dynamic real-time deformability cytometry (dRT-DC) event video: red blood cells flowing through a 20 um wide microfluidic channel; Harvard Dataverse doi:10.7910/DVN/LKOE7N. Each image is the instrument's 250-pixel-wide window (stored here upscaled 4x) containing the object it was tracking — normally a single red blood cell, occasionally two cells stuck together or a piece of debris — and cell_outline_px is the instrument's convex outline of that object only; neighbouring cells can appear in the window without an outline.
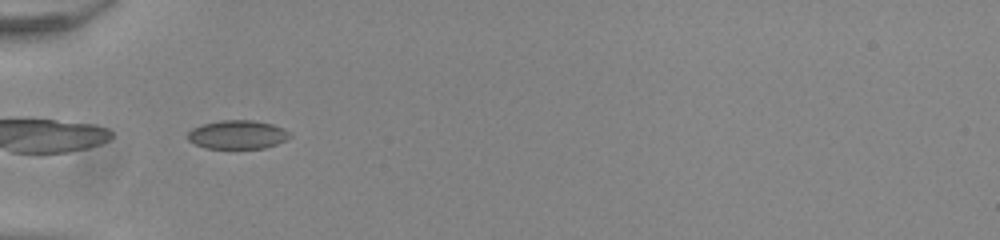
{"species": "common noctule bat (a hibernating species)", "species_latin": "Nyctalus noctula", "temperature_condition": "room temperature", "stored_images_in_passage": 36, "camera_frame_rate_fps": 3000, "um_per_image_px": 0.085, "animal": {"sex": "male", "body_mass_g": 20.0, "forearm_length_mm": 53.3}, "frame": {"image": 1, "passage_image": 1, "time_ms": 0.0, "image_size_px": [1000, 240], "cell_outline_px": [[292, 136], [276, 144], [264, 148], [204, 148], [188, 140], [188, 132], [192, 128], [204, 124], [220, 120], [252, 120], [272, 124], [284, 128]], "centroid_in_image_um": [20.18, 11.44], "position_along_channel_um": 64.8, "area_um2": 16.94}}
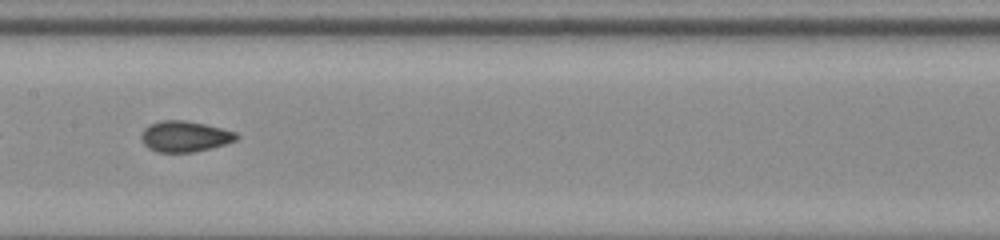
{"frame": {"image": 2, "passage_image": 11, "time_ms": 3.333, "image_size_px": [1000, 240], "cell_outline_px": [[240, 136], [236, 140], [224, 144], [192, 152], [156, 152], [148, 148], [144, 144], [140, 136], [144, 128], [160, 120], [184, 120], [204, 124], [236, 132]], "centroid_in_image_um": [15.68, 11.59], "position_along_channel_um": 191.7, "area_um2": 16.94}}
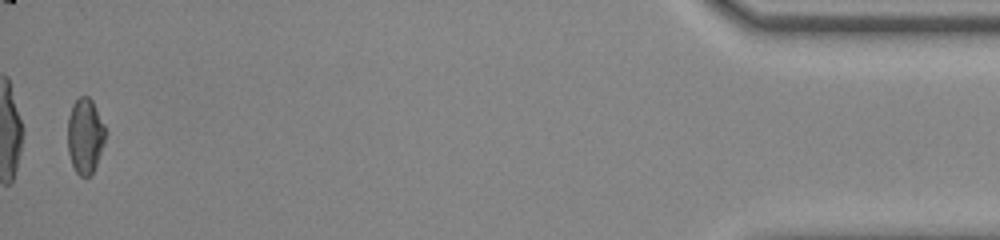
{"frame": {"image": 3, "passage_image": 35, "time_ms": 11.333, "image_size_px": [1000, 240], "cell_outline_px": [[104, 144], [92, 176], [80, 176], [76, 172], [72, 164], [68, 152], [68, 116], [72, 104], [80, 96], [88, 96], [92, 100], [104, 124]], "centroid_in_image_um": [7.22, 11.56], "position_along_channel_um": 428.0, "area_um2": 16.53}, "authors_computed_cell_mechanics": {"area_um2": 16.762, "velocity_mm_per_s": 3.9344, "shape_relaxation_time_tau1_ms": null, "shape_relaxation_time_tau2_ms": 1.2526, "deformation_change_tau1": null, "deformation_change_tau2": 0.0506}}